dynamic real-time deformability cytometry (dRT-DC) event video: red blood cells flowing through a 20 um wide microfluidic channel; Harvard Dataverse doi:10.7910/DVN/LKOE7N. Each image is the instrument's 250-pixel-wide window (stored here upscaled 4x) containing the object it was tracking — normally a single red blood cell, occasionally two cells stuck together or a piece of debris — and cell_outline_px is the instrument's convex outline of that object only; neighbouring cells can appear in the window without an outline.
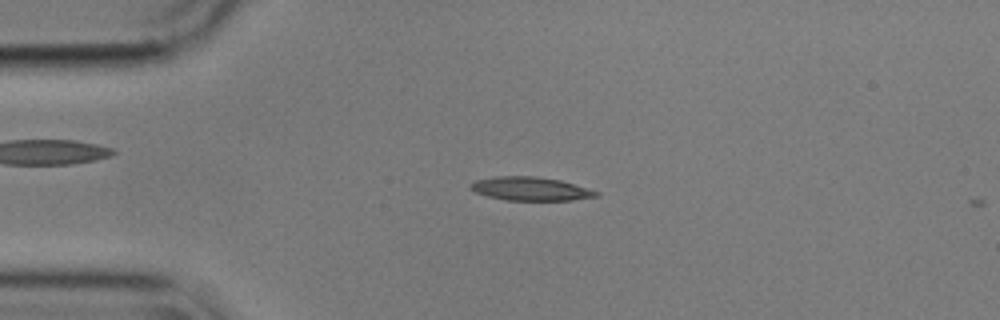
{"species": "common noctule bat (a hibernating species)", "species_latin": "Nyctalus noctula", "temperature_condition": "cold", "stored_images_in_passage": 8, "camera_frame_rate_fps": 3000, "um_per_image_px": 0.085, "animal": {"sex": "male", "body_mass_g": 17.9}, "frame": {"image": 1, "passage_image": 7, "time_ms": 2.0, "image_size_px": [1000, 320], "cell_outline_px": [[600, 196], [572, 200], [504, 200], [488, 196], [476, 192], [468, 188], [476, 180], [496, 176], [536, 176], [560, 180], [600, 192]], "centroid_in_image_um": [45.11, 16.05], "position_along_channel_um": 39.9, "area_um2": 17.17}}